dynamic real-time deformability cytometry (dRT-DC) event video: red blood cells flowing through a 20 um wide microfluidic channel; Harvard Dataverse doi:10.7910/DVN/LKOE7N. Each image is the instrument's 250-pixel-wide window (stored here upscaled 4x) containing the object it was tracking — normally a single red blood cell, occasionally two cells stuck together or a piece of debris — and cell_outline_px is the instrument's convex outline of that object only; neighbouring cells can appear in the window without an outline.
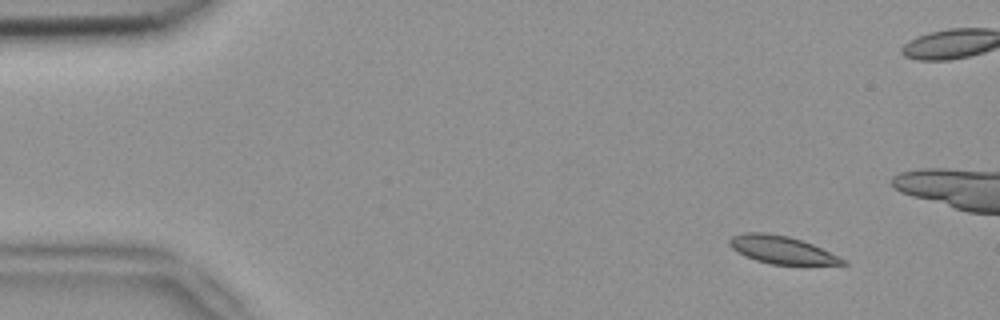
{"species": "common noctule bat (a hibernating species)", "species_latin": "Nyctalus noctula", "temperature_condition": "room temperature", "stored_images_in_passage": 5, "camera_frame_rate_fps": 3000, "um_per_image_px": 0.085, "animal": {"sex": "female", "body_mass_g": 18.4}, "frame": {"image": 1, "passage_image": 1, "time_ms": 0.0, "image_size_px": [1000, 320], "cell_outline_px": [[848, 264], [772, 264], [756, 260], [744, 256], [736, 252], [728, 244], [728, 240], [732, 236], [744, 232], [768, 232], [788, 236], [812, 244], [848, 260]], "centroid_in_image_um": [66.41, 21.22], "position_along_channel_um": 18.6, "area_um2": 18.26}}